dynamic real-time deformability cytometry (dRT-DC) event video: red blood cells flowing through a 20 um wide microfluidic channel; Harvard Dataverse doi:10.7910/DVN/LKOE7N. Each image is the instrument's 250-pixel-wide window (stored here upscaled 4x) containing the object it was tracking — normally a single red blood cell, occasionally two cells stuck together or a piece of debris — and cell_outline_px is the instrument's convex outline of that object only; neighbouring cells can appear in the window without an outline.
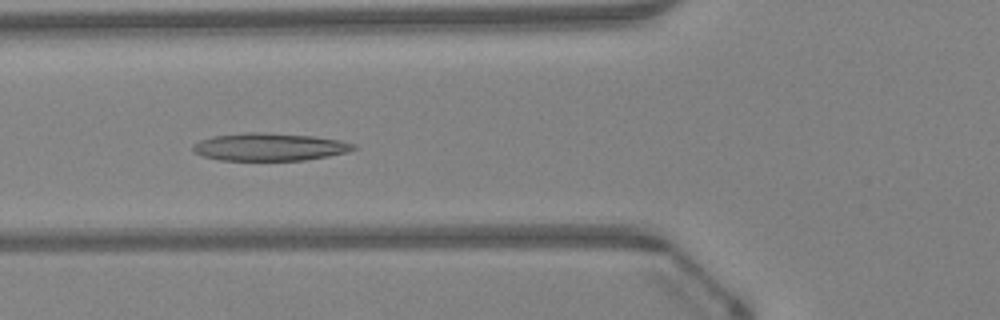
{"species": "Egyptian fruit bat (a non-hibernating species)", "species_latin": "Rousettus aegyptiacus", "temperature_condition": "warm", "stored_images_in_passage": 47, "camera_frame_rate_fps": 3000, "um_per_image_px": 0.085, "animal": {"sex": "female"}, "frame": {"image": 1, "passage_image": 18, "time_ms": 5.667, "image_size_px": [1000, 320], "cell_outline_px": [[360, 148], [348, 152], [328, 156], [304, 160], [220, 160], [204, 156], [192, 152], [192, 144], [200, 140], [212, 136], [248, 132], [260, 132], [312, 136], [340, 140], [356, 144]], "centroid_in_image_um": [22.92, 12.49], "position_along_channel_um": 102.9, "area_um2": 26.01}}
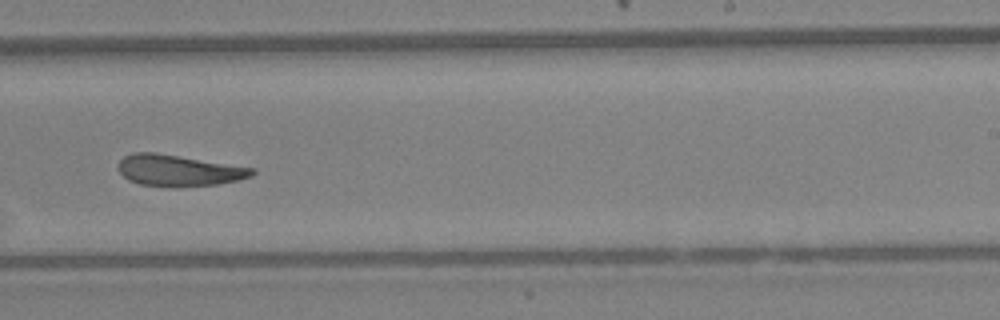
{"frame": {"image": 2, "passage_image": 30, "time_ms": 9.667, "image_size_px": [1000, 320], "cell_outline_px": [[256, 172], [252, 176], [236, 180], [216, 184], [176, 188], [172, 188], [140, 184], [128, 180], [120, 172], [120, 160], [124, 156], [132, 152], [156, 152], [256, 168]], "centroid_in_image_um": [15.2, 14.49], "position_along_channel_um": 273.8, "area_um2": 24.62}}
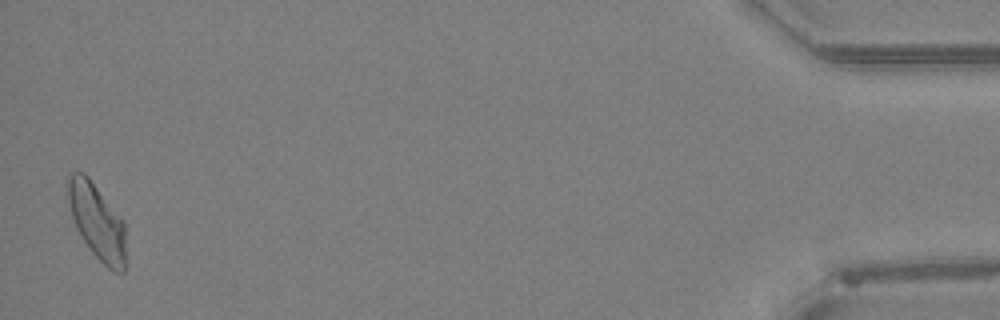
{"frame": {"image": 3, "passage_image": 47, "time_ms": 15.333, "image_size_px": [1000, 320], "cell_outline_px": [[124, 272], [116, 272], [108, 268], [92, 252], [76, 228], [68, 204], [64, 184], [68, 176], [72, 172], [84, 172], [88, 176], [124, 220]], "centroid_in_image_um": [8.19, 18.75], "position_along_channel_um": 427.0, "area_um2": 25.55}, "authors_computed_cell_mechanics": {"area_um2": 25.432, "velocity_mm_per_s": 4.2867, "shape_relaxation_time_tau1_ms": null, "shape_relaxation_time_tau2_ms": 4.4187, "deformation_change_tau1": null, "deformation_change_tau2": 0.1489}}